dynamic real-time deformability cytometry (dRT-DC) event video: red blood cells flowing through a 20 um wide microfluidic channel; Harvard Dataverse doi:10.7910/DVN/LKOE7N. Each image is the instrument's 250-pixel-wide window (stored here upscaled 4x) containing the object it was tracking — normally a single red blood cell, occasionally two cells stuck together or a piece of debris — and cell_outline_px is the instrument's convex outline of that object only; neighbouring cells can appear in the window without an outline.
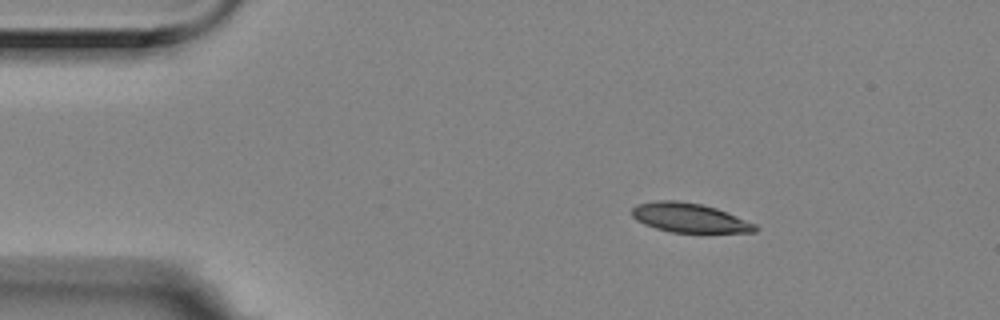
{"species": "Egyptian fruit bat (a non-hibernating species)", "species_latin": "Rousettus aegyptiacus", "temperature_condition": "room temperature", "stored_images_in_passage": 6, "camera_frame_rate_fps": 3000, "um_per_image_px": 0.085, "animal": {"sex": "female"}, "frame": {"image": 1, "passage_image": 4, "time_ms": 1.0, "image_size_px": [1000, 320], "cell_outline_px": [[760, 228], [756, 232], [672, 232], [656, 228], [644, 224], [636, 220], [632, 216], [632, 208], [636, 204], [656, 200], [676, 200], [700, 204], [716, 208], [756, 224]], "centroid_in_image_um": [58.58, 18.51], "position_along_channel_um": 26.4, "area_um2": 20.92}}